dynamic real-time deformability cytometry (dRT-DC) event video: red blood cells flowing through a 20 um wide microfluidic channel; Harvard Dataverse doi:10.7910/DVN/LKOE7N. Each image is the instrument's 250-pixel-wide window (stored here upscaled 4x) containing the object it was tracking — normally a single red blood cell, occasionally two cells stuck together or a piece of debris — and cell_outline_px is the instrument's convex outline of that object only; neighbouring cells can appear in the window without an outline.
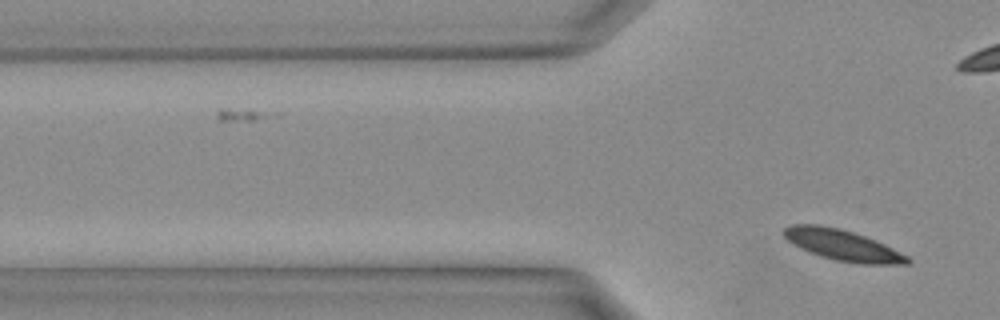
{"species": "Egyptian fruit bat (a non-hibernating species)", "species_latin": "Rousettus aegyptiacus", "temperature_condition": "warm", "stored_images_in_passage": 4, "camera_frame_rate_fps": 3000, "um_per_image_px": 0.085, "animal": {"sex": "female"}, "frame": {"image": 1, "passage_image": 4, "time_ms": 1.0, "image_size_px": [1000, 320], "cell_outline_px": [[912, 260], [908, 264], [860, 264], [836, 260], [820, 256], [800, 248], [788, 240], [780, 232], [784, 228], [792, 224], [816, 224], [840, 228], [876, 240], [908, 256]], "centroid_in_image_um": [71.6, 20.83], "position_along_channel_um": 54.2, "area_um2": 22.2}}